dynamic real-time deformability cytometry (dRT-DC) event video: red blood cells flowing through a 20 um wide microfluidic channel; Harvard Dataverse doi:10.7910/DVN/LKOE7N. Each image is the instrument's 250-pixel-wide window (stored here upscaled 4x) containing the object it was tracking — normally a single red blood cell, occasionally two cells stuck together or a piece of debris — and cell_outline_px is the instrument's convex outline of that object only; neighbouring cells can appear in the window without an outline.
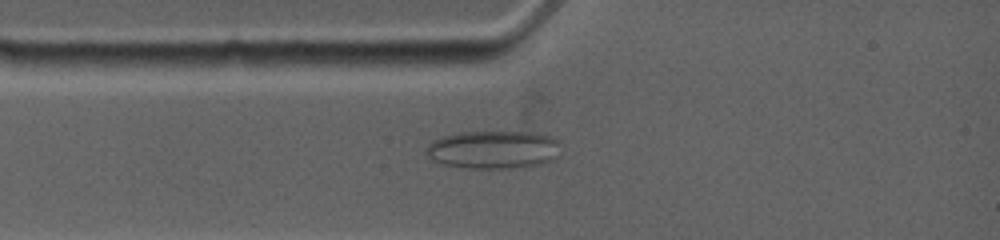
{"species": "common noctule bat (a hibernating species)", "species_latin": "Nyctalus noctula", "temperature_condition": "warm", "stored_images_in_passage": 12, "camera_frame_rate_fps": 4500, "um_per_image_px": 0.085, "animal": {"sex": "female", "body_mass_g": 19.0, "forearm_length_mm": 53.3}, "frame": {"image": 1, "passage_image": 5, "time_ms": 1.778, "image_size_px": [1000, 240], "cell_outline_px": [[556, 144], [552, 160], [540, 164], [508, 168], [468, 168], [444, 164], [432, 160], [424, 152], [428, 144], [432, 140], [444, 136], [460, 132], [528, 132], [548, 136], [556, 140]], "centroid_in_image_um": [41.81, 12.72], "position_along_channel_um": 43.2, "area_um2": 29.19}}
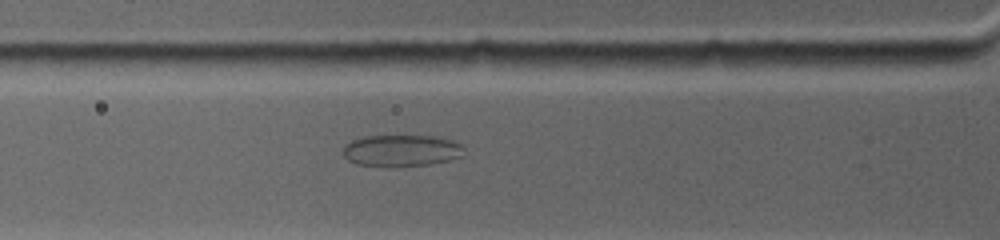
{"frame": {"image": 2, "passage_image": 9, "time_ms": 3.111, "image_size_px": [1000, 240], "cell_outline_px": [[464, 156], [452, 160], [428, 164], [388, 168], [356, 164], [348, 160], [344, 156], [344, 144], [352, 140], [364, 136], [436, 136], [452, 140], [464, 144]], "centroid_in_image_um": [34.15, 12.81], "position_along_channel_um": 91.6, "area_um2": 22.89}}
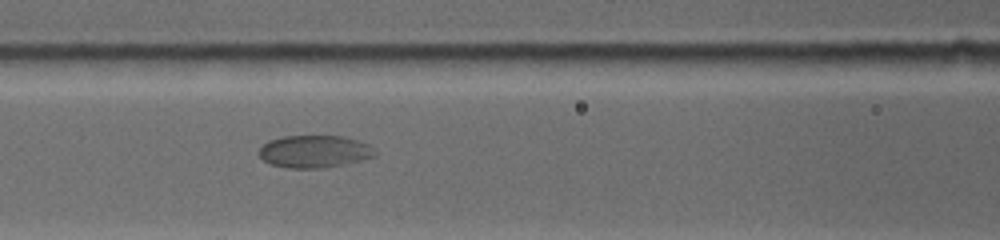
{"frame": {"image": 3, "passage_image": 12, "time_ms": 4.444, "image_size_px": [1000, 240], "cell_outline_px": [[376, 156], [344, 164], [324, 168], [288, 168], [272, 164], [264, 160], [260, 156], [260, 148], [268, 140], [284, 136], [344, 136], [360, 140], [376, 148]], "centroid_in_image_um": [26.78, 12.87], "position_along_channel_um": 139.8, "area_um2": 21.96}}